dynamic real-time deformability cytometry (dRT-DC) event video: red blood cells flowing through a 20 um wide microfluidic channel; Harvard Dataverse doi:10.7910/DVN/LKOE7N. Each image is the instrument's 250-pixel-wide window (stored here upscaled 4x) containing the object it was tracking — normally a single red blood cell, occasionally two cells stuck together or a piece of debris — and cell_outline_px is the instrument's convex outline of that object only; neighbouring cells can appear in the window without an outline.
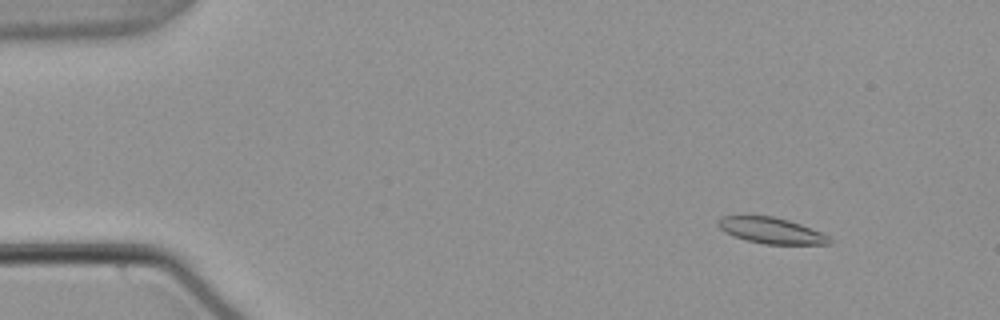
{"species": "common noctule bat (a hibernating species)", "species_latin": "Nyctalus noctula", "temperature_condition": "warm", "stored_images_in_passage": 55, "camera_frame_rate_fps": 3000, "um_per_image_px": 0.085, "animal": {"sex": "male", "body_mass_g": 21.5, "forearm_length_mm": 52.0}, "frame": {"image": 1, "passage_image": 7, "time_ms": 2.0, "image_size_px": [1000, 320], "cell_outline_px": [[832, 244], [764, 244], [748, 240], [724, 232], [716, 224], [724, 216], [772, 216], [788, 220], [800, 224], [820, 232], [828, 236], [832, 240]], "centroid_in_image_um": [65.58, 19.6], "position_along_channel_um": 19.4, "area_um2": 16.53}}
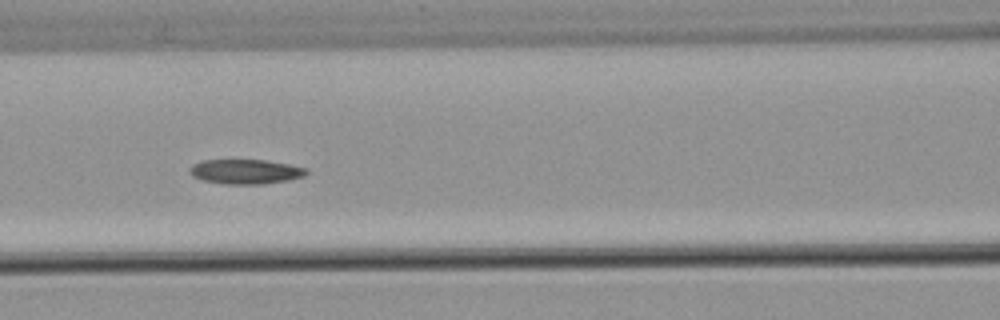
{"frame": {"image": 2, "passage_image": 25, "time_ms": 8.0, "image_size_px": [1000, 320], "cell_outline_px": [[308, 172], [304, 176], [288, 180], [264, 184], [224, 184], [204, 180], [192, 176], [188, 172], [188, 168], [192, 164], [200, 160], [264, 160], [288, 164], [308, 168]], "centroid_in_image_um": [20.84, 14.58], "position_along_channel_um": 145.8, "area_um2": 16.88}}
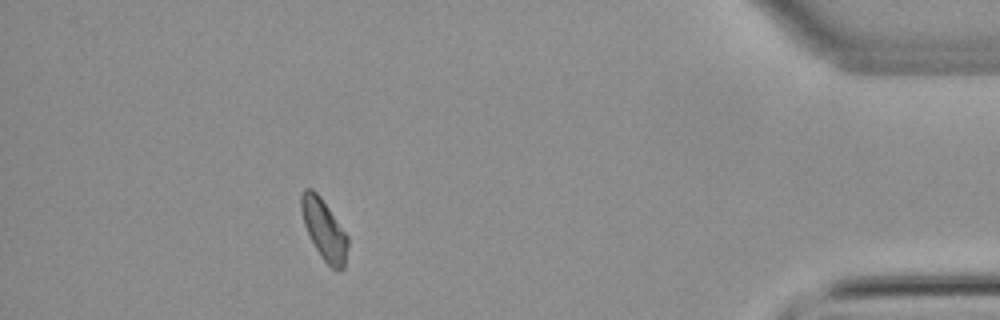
{"frame": {"image": 3, "passage_image": 50, "time_ms": 16.333, "image_size_px": [1000, 320], "cell_outline_px": [[348, 244], [344, 268], [340, 272], [332, 268], [320, 256], [304, 224], [300, 208], [300, 196], [304, 188], [312, 188], [320, 196], [348, 236]], "centroid_in_image_um": [27.54, 19.51], "position_along_channel_um": 407.7, "area_um2": 16.3}}